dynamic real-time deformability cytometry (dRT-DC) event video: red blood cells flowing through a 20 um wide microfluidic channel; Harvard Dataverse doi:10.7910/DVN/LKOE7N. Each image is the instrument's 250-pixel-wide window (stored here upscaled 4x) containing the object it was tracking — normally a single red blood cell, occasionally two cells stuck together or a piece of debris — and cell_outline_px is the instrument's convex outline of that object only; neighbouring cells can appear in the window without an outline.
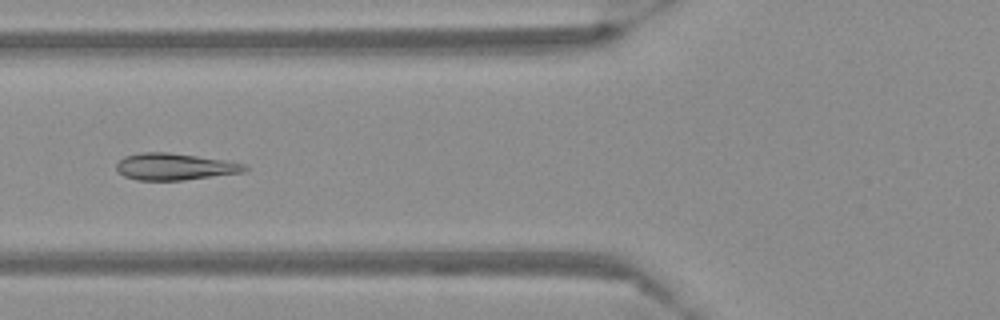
{"species": "Egyptian fruit bat (a non-hibernating species)", "species_latin": "Rousettus aegyptiacus", "temperature_condition": "warm", "stored_images_in_passage": 56, "camera_frame_rate_fps": 3000, "um_per_image_px": 0.085, "frame": {"image": 1, "passage_image": 22, "time_ms": 7.0, "image_size_px": [1000, 320], "cell_outline_px": [[248, 168], [244, 172], [184, 180], [136, 180], [124, 176], [116, 172], [116, 164], [124, 156], [140, 152], [168, 152], [224, 160], [244, 164]], "centroid_in_image_um": [14.79, 14.17], "position_along_channel_um": 111.0, "area_um2": 20.0}}
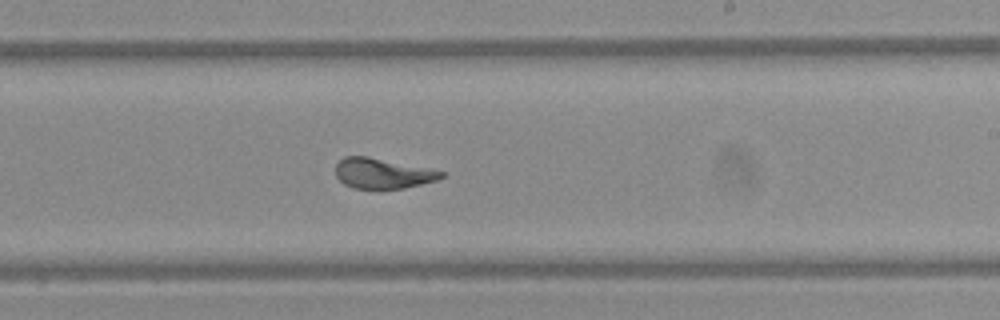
{"frame": {"image": 2, "passage_image": 34, "time_ms": 11.0, "image_size_px": [1000, 320], "cell_outline_px": [[444, 176], [436, 180], [404, 188], [352, 188], [344, 184], [336, 176], [336, 164], [344, 156], [368, 156], [428, 168], [444, 172]], "centroid_in_image_um": [32.49, 14.73], "position_along_channel_um": 256.5, "area_um2": 18.44}}
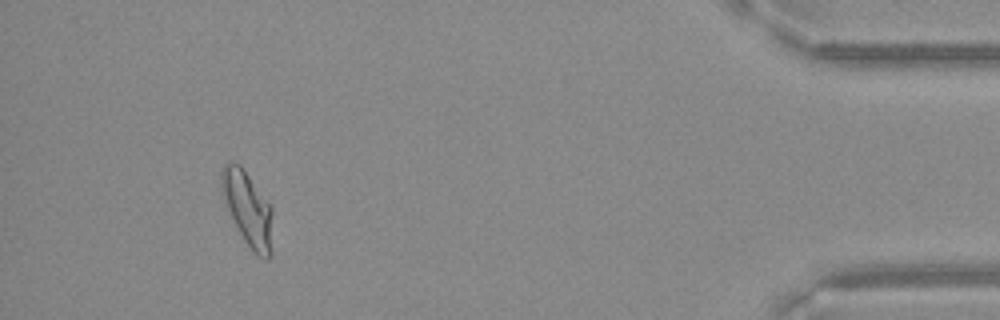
{"frame": {"image": 3, "passage_image": 52, "time_ms": 17.0, "image_size_px": [1000, 320], "cell_outline_px": [[272, 252], [268, 260], [264, 260], [256, 256], [252, 252], [244, 240], [224, 204], [220, 192], [220, 172], [224, 164], [232, 160], [240, 164], [272, 204]], "centroid_in_image_um": [21.06, 17.73], "position_along_channel_um": 414.1, "area_um2": 23.06}}